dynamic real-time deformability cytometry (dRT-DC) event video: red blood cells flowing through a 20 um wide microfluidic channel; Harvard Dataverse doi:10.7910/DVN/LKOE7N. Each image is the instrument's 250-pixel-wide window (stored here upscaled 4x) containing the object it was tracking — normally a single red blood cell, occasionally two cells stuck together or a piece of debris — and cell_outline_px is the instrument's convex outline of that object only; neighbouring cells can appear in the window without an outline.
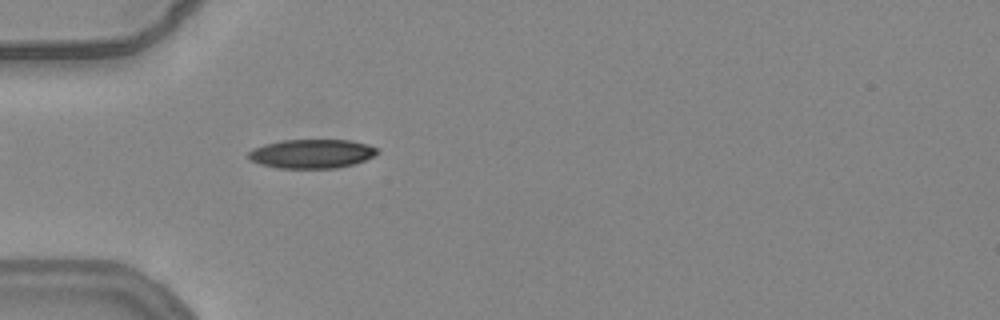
{"species": "common noctule bat (a hibernating species)", "species_latin": "Nyctalus noctula", "temperature_condition": "warm", "stored_images_in_passage": 23, "camera_frame_rate_fps": 3000, "um_per_image_px": 0.085, "animal": {"sex": "female", "body_mass_g": 24.6, "forearm_length_mm": 56.2}, "frame": {"image": 1, "passage_image": 1, "time_ms": 0.0, "image_size_px": [1000, 320], "cell_outline_px": [[380, 152], [364, 160], [352, 164], [336, 168], [276, 168], [260, 164], [252, 160], [248, 156], [248, 152], [252, 148], [264, 144], [284, 140], [352, 140], [368, 144], [376, 148]], "centroid_in_image_um": [26.49, 13.06], "position_along_channel_um": 58.5, "area_um2": 21.73}}
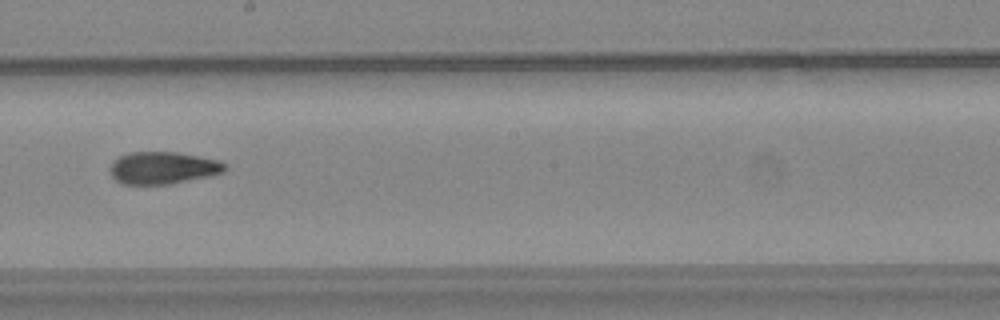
{"frame": {"image": 2, "passage_image": 15, "time_ms": 4.667, "image_size_px": [1000, 320], "cell_outline_px": [[228, 168], [224, 172], [212, 176], [172, 184], [120, 184], [112, 176], [112, 164], [120, 156], [132, 152], [176, 152], [200, 156], [220, 160], [228, 164]], "centroid_in_image_um": [13.96, 14.28], "position_along_channel_um": 234.2, "area_um2": 21.73}}
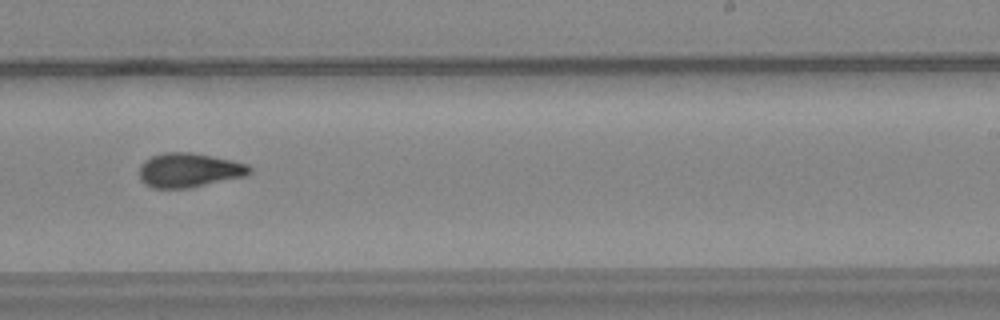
{"frame": {"image": 3, "passage_image": 18, "time_ms": 5.667, "image_size_px": [1000, 320], "cell_outline_px": [[252, 172], [248, 176], [188, 188], [152, 188], [144, 184], [140, 180], [140, 164], [144, 160], [152, 156], [164, 152], [192, 152], [232, 160], [248, 164], [252, 168]], "centroid_in_image_um": [16.09, 14.46], "position_along_channel_um": 272.9, "area_um2": 22.31}}